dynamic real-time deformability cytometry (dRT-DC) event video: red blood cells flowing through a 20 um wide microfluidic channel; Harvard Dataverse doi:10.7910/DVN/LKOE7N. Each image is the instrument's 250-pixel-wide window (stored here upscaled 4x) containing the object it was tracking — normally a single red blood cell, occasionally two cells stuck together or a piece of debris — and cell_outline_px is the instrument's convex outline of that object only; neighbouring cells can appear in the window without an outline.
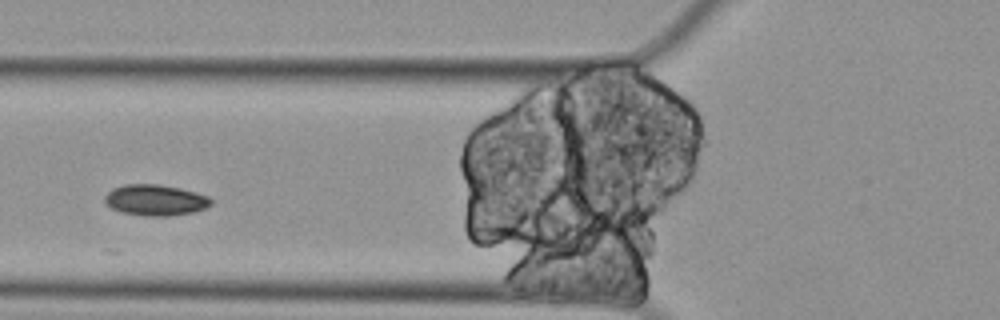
{"species": "Egyptian fruit bat (a non-hibernating species)", "species_latin": "Rousettus aegyptiacus", "temperature_condition": "cold", "stored_images_in_passage": 6, "camera_frame_rate_fps": 3000, "um_per_image_px": 0.085, "animal": {"sex": "female"}, "frame": {"image": 1, "passage_image": 3, "time_ms": 0.667, "image_size_px": [1000, 320], "cell_outline_px": [[212, 204], [196, 212], [168, 216], [144, 216], [120, 212], [104, 204], [104, 196], [112, 188], [124, 184], [160, 184], [180, 188], [208, 196], [212, 200]], "centroid_in_image_um": [13.18, 17.01], "position_along_channel_um": 112.6, "area_um2": 19.42}}
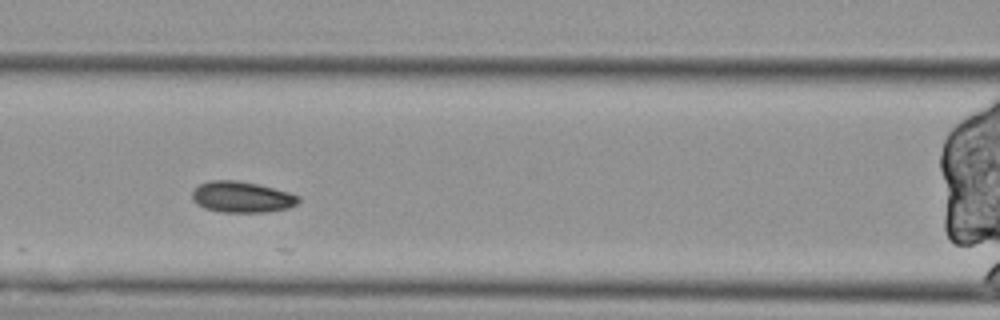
{"frame": {"image": 2, "passage_image": 4, "time_ms": 1.0, "image_size_px": [1000, 320], "cell_outline_px": [[300, 200], [296, 204], [288, 208], [264, 212], [220, 212], [204, 208], [196, 204], [192, 200], [192, 192], [200, 184], [212, 180], [236, 180], [256, 184], [288, 192], [300, 196]], "centroid_in_image_um": [20.53, 16.75], "position_along_channel_um": 146.1, "area_um2": 19.13}}
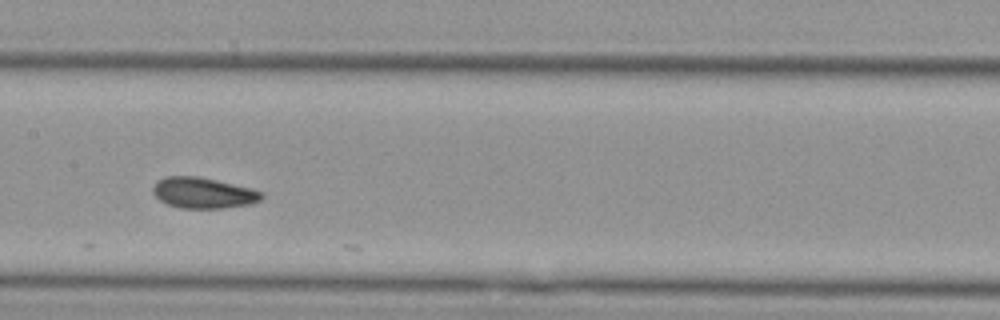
{"frame": {"image": 3, "passage_image": 5, "time_ms": 1.333, "image_size_px": [1000, 320], "cell_outline_px": [[264, 196], [260, 200], [248, 204], [224, 208], [180, 208], [168, 204], [160, 200], [152, 192], [152, 188], [156, 180], [164, 176], [200, 176], [252, 188], [260, 192]], "centroid_in_image_um": [17.24, 16.38], "position_along_channel_um": 190.2, "area_um2": 19.59}}